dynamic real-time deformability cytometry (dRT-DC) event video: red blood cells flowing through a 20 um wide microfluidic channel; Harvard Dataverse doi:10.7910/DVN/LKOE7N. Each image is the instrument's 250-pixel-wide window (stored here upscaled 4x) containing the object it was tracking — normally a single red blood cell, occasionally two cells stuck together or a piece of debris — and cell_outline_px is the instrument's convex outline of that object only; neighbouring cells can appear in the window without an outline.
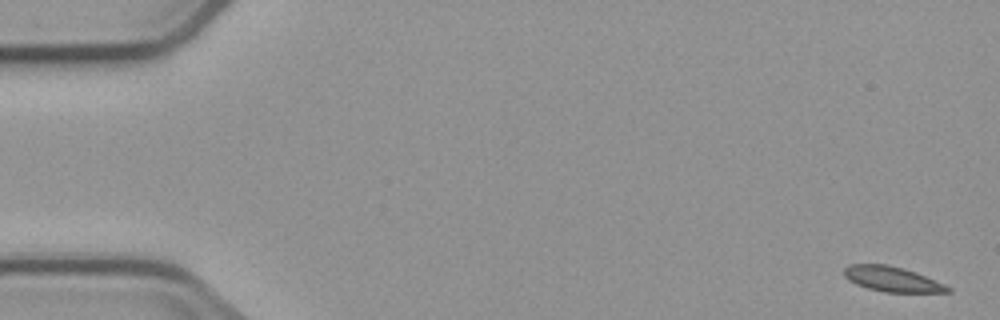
{"species": "common noctule bat (a hibernating species)", "species_latin": "Nyctalus noctula", "temperature_condition": "cold", "stored_images_in_passage": 7, "camera_frame_rate_fps": 3000, "um_per_image_px": 0.085, "animal": {"sex": "male", "body_mass_g": 23.1, "forearm_length_mm": 52.7}, "frame": {"image": 1, "passage_image": 1, "time_ms": 0.0, "image_size_px": [1000, 320], "cell_outline_px": [[952, 292], [884, 292], [868, 288], [856, 284], [848, 280], [844, 276], [844, 268], [848, 264], [888, 264], [916, 272], [944, 284], [952, 288]], "centroid_in_image_um": [75.82, 23.72], "position_along_channel_um": 9.2, "area_um2": 15.14}}
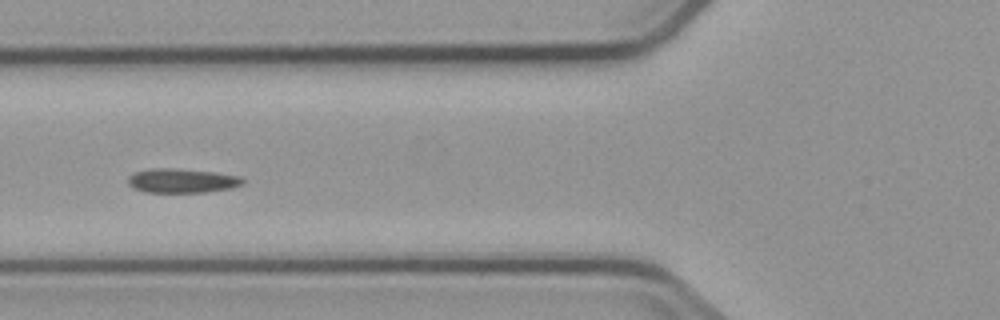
{"frame": {"image": 2, "passage_image": 6, "time_ms": 6.667, "image_size_px": [1000, 320], "cell_outline_px": [[244, 184], [232, 188], [204, 192], [144, 192], [128, 184], [128, 176], [136, 172], [152, 168], [176, 168], [216, 172], [240, 176], [244, 180]], "centroid_in_image_um": [15.5, 15.35], "position_along_channel_um": 110.3, "area_um2": 16.24}}
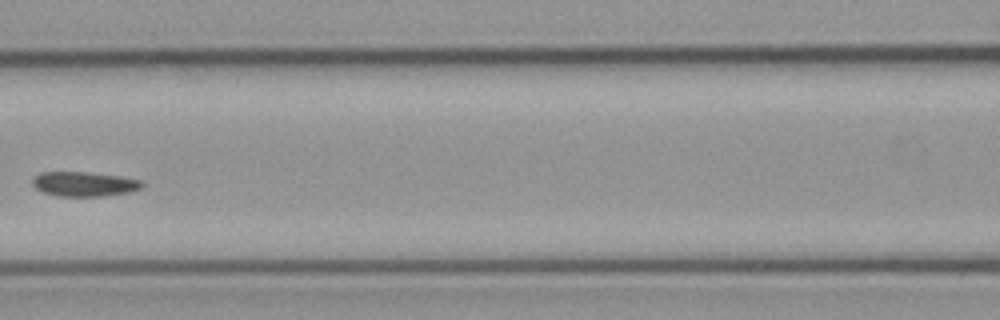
{"frame": {"image": 3, "passage_image": 7, "time_ms": 8.0, "image_size_px": [1000, 320], "cell_outline_px": [[144, 188], [132, 192], [104, 196], [56, 196], [40, 192], [32, 184], [32, 180], [40, 172], [88, 172], [120, 176], [144, 180]], "centroid_in_image_um": [7.21, 15.65], "position_along_channel_um": 159.4, "area_um2": 16.07}}